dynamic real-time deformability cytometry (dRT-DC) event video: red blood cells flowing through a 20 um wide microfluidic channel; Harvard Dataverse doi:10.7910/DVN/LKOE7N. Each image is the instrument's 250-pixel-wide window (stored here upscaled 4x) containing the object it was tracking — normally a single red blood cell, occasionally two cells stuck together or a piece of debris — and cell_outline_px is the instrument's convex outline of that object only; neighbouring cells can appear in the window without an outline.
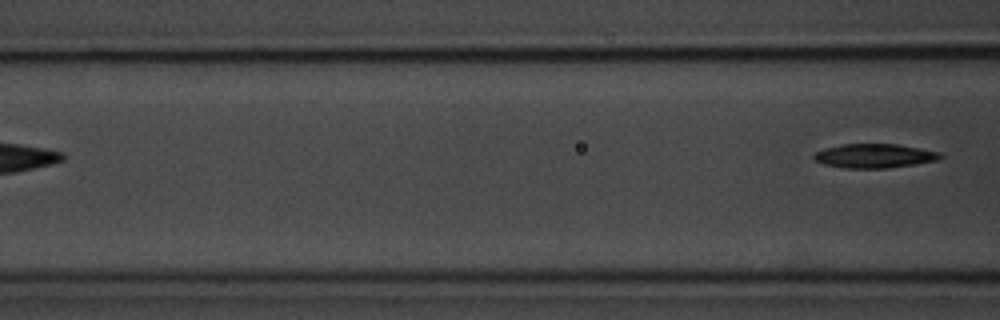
{"species": "common noctule bat (a hibernating species)", "species_latin": "Nyctalus noctula", "temperature_condition": "room temperature", "stored_images_in_passage": 6, "camera_frame_rate_fps": 3000, "um_per_image_px": 0.085, "animal": {"sex": "male", "body_mass_g": 20.1, "forearm_length_mm": 53.5}, "frame": {"image": 1, "passage_image": 6, "time_ms": 6.667, "image_size_px": [1000, 320], "cell_outline_px": [[944, 156], [936, 160], [916, 164], [888, 168], [844, 168], [824, 164], [816, 160], [812, 156], [816, 152], [824, 148], [840, 144], [896, 144], [940, 152]], "centroid_in_image_um": [74.31, 13.25], "position_along_channel_um": 92.3, "area_um2": 17.69}}